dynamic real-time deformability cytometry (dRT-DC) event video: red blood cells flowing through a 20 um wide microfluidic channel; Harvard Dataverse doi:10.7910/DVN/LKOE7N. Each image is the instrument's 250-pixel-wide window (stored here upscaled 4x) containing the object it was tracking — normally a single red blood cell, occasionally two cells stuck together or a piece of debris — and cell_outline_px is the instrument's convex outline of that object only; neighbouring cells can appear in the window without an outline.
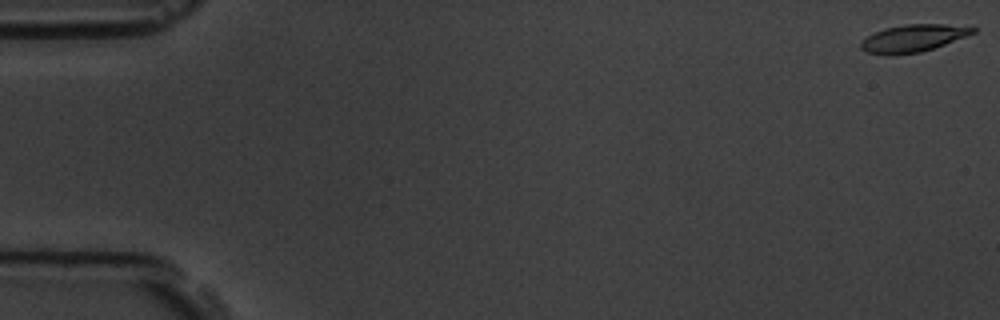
{"species": "common noctule bat (a hibernating species)", "species_latin": "Nyctalus noctula", "temperature_condition": "room temperature", "stored_images_in_passage": 6, "camera_frame_rate_fps": 3000, "um_per_image_px": 0.085, "animal": {"sex": "male", "body_mass_g": 19.5, "forearm_length_mm": 54.6}, "frame": {"image": 1, "passage_image": 1, "time_ms": 0.0, "image_size_px": [1000, 320], "cell_outline_px": [[976, 32], [944, 44], [920, 52], [892, 56], [884, 56], [868, 52], [860, 48], [860, 44], [872, 32], [884, 28], [904, 24], [944, 24], [976, 28]], "centroid_in_image_um": [77.55, 3.26], "position_along_channel_um": 7.5, "area_um2": 17.8}}
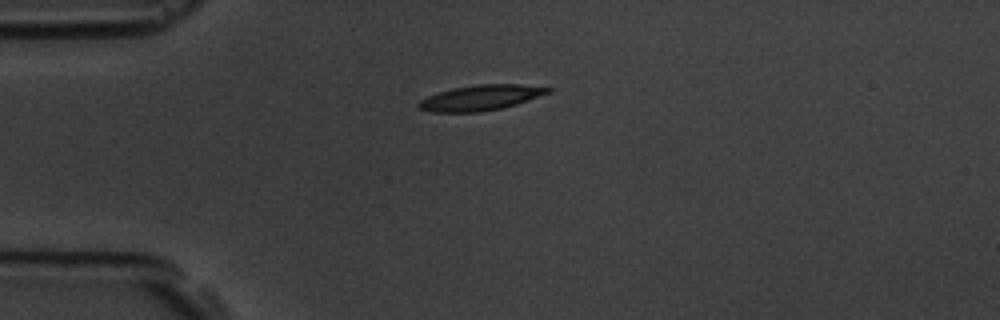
{"frame": {"image": 2, "passage_image": 5, "time_ms": 4.667, "image_size_px": [1000, 320], "cell_outline_px": [[552, 92], [516, 104], [500, 108], [480, 112], [432, 112], [420, 108], [416, 104], [420, 100], [428, 96], [452, 88], [476, 84], [520, 84], [552, 88]], "centroid_in_image_um": [40.87, 8.3], "position_along_channel_um": 44.1, "area_um2": 19.02}}